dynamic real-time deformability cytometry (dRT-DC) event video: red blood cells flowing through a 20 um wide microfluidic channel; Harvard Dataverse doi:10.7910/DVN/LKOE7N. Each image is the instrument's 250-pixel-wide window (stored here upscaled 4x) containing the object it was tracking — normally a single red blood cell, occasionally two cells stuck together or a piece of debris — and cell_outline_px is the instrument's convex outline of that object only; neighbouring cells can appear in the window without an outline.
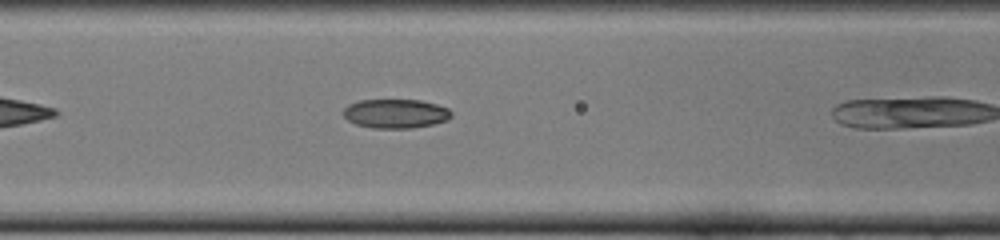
{"species": "common noctule bat (a hibernating species)", "species_latin": "Nyctalus noctula", "temperature_condition": "cold", "stored_images_in_passage": 14, "camera_frame_rate_fps": 3000, "um_per_image_px": 0.085, "animal": {"sex": "female", "body_mass_g": 22.0, "forearm_length_mm": 56.7}, "frame": {"image": 1, "passage_image": 10, "time_ms": 3.0, "image_size_px": [1000, 240], "cell_outline_px": [[452, 116], [448, 120], [432, 124], [412, 128], [372, 128], [356, 124], [348, 120], [344, 116], [344, 108], [348, 104], [360, 100], [420, 100], [436, 104], [448, 108], [452, 112]], "centroid_in_image_um": [33.64, 9.65], "position_along_channel_um": 133.0, "area_um2": 18.32}}